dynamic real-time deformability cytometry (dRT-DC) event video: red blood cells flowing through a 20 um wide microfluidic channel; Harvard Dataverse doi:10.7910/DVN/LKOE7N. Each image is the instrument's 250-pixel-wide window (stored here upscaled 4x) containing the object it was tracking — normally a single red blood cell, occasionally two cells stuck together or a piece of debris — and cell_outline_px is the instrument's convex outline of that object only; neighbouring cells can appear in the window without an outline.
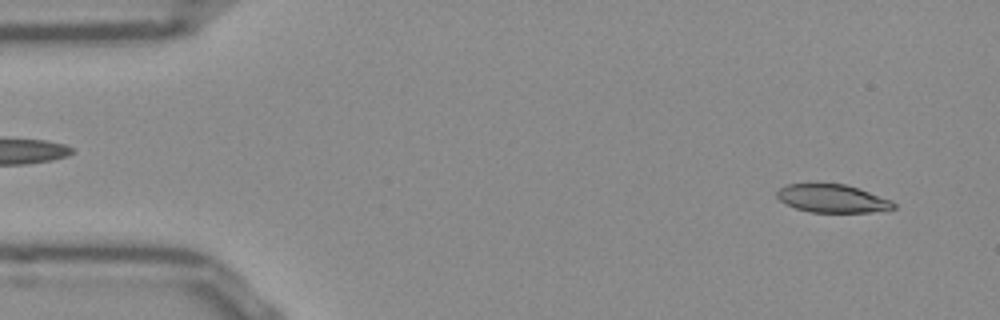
{"species": "Egyptian fruit bat (a non-hibernating species)", "species_latin": "Rousettus aegyptiacus", "temperature_condition": "room temperature", "stored_images_in_passage": 51, "camera_frame_rate_fps": 3000, "um_per_image_px": 0.085, "frame": {"image": 1, "passage_image": 3, "time_ms": 0.667, "image_size_px": [1000, 320], "cell_outline_px": [[896, 208], [872, 212], [808, 212], [796, 208], [780, 200], [776, 196], [776, 192], [780, 188], [788, 184], [844, 184], [892, 200], [896, 204]], "centroid_in_image_um": [70.76, 16.88], "position_along_channel_um": 14.2, "area_um2": 18.84}}
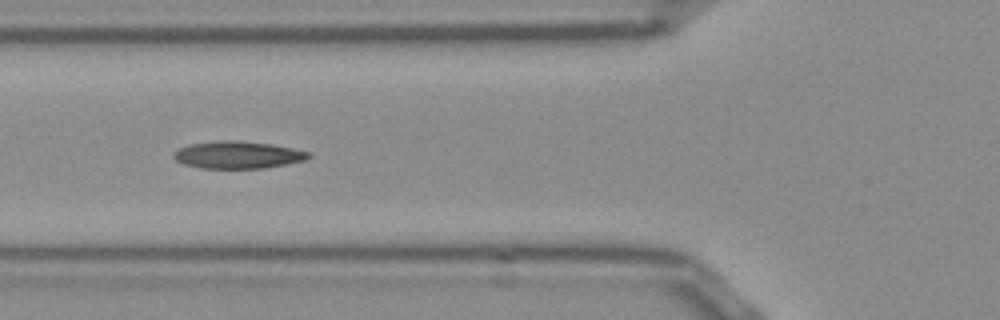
{"frame": {"image": 2, "passage_image": 18, "time_ms": 5.667, "image_size_px": [1000, 320], "cell_outline_px": [[312, 156], [304, 160], [264, 168], [200, 168], [184, 164], [176, 160], [172, 156], [180, 148], [188, 144], [216, 140], [236, 140], [272, 144], [292, 148], [308, 152]], "centroid_in_image_um": [20.18, 13.15], "position_along_channel_um": 105.6, "area_um2": 21.33}}
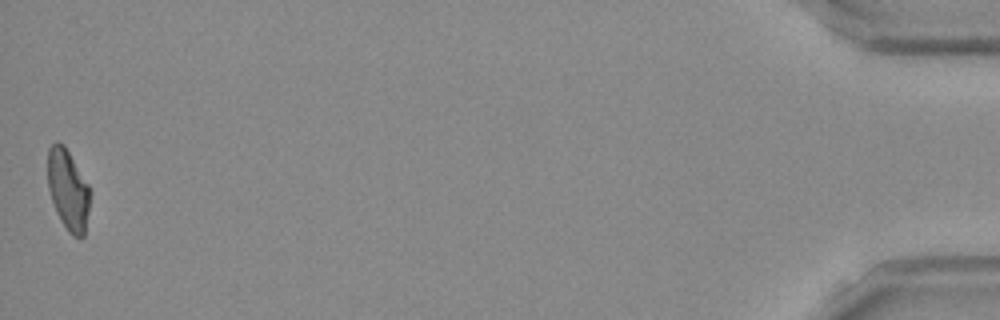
{"frame": {"image": 3, "passage_image": 51, "time_ms": 16.667, "image_size_px": [1000, 320], "cell_outline_px": [[88, 212], [84, 236], [72, 236], [68, 232], [60, 220], [56, 212], [48, 188], [48, 148], [56, 140], [64, 144], [88, 184]], "centroid_in_image_um": [5.75, 16.11], "position_along_channel_um": 429.4, "area_um2": 19.59}, "authors_computed_cell_mechanics": {"area_um2": 20.2878, "velocity_mm_per_s": 3.8555, "shape_relaxation_time_tau1_ms": null, "shape_relaxation_time_tau2_ms": 3.9055, "deformation_change_tau1": null, "deformation_change_tau2": 0.1075}}